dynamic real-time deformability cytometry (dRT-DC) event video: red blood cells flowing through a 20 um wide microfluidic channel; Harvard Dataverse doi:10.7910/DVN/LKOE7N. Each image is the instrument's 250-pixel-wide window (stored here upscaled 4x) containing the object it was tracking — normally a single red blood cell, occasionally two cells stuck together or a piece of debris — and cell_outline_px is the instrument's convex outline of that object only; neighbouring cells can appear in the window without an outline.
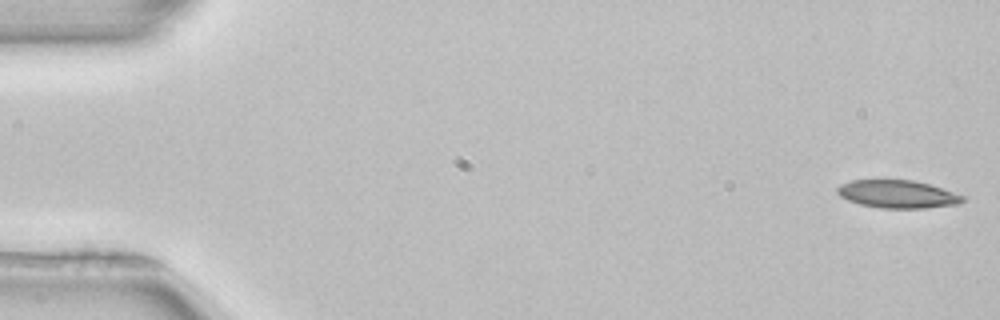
{"species": "common noctule bat (a hibernating species)", "species_latin": "Nyctalus noctula", "temperature_condition": "room temperature", "stored_images_in_passage": 53, "camera_frame_rate_fps": 3000, "um_per_image_px": 0.085, "animal": {"sex": "female", "body_mass_g": 22.7, "forearm_length_mm": 54.2}, "frame": {"image": 1, "passage_image": 1, "time_ms": 0.0, "image_size_px": [1000, 320], "cell_outline_px": [[964, 200], [960, 204], [924, 208], [880, 208], [860, 204], [848, 200], [840, 196], [836, 192], [836, 188], [840, 184], [852, 180], [916, 180], [964, 196]], "centroid_in_image_um": [76.26, 16.5], "position_along_channel_um": 8.7, "area_um2": 20.29}}
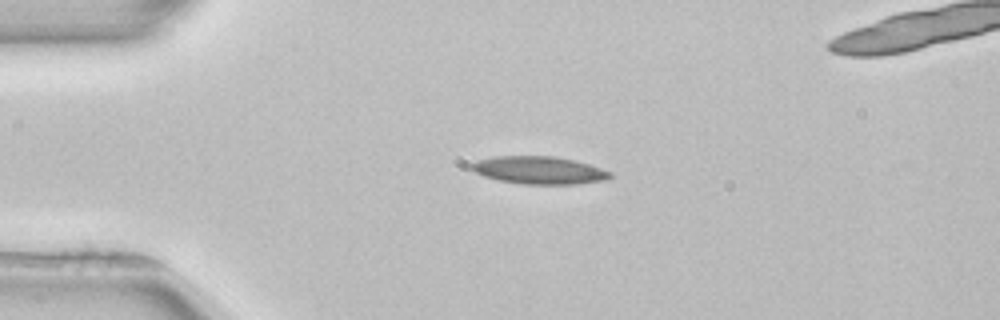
{"frame": {"image": 2, "passage_image": 12, "time_ms": 3.667, "image_size_px": [1000, 320], "cell_outline_px": [[612, 176], [608, 180], [580, 184], [524, 184], [500, 180], [484, 176], [476, 172], [472, 168], [472, 164], [476, 160], [492, 156], [552, 156], [572, 160], [588, 164], [612, 172]], "centroid_in_image_um": [45.86, 14.47], "position_along_channel_um": 39.1, "area_um2": 22.25}}
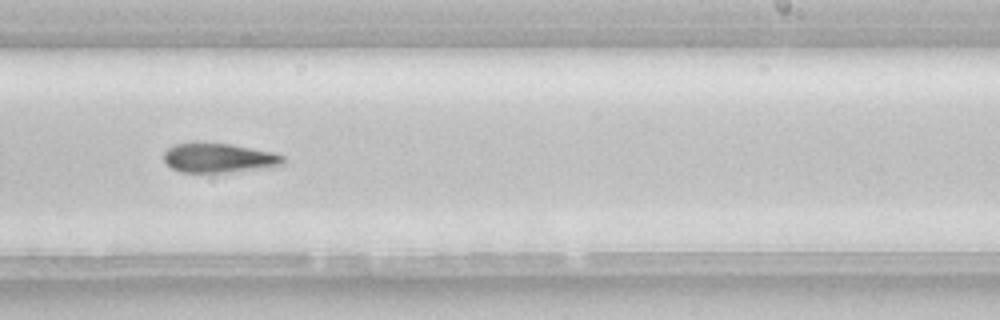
{"frame": {"image": 3, "passage_image": 32, "time_ms": 10.333, "image_size_px": [1000, 320], "cell_outline_px": [[284, 164], [256, 168], [224, 172], [180, 172], [172, 168], [164, 160], [164, 152], [172, 144], [192, 140], [200, 140], [228, 144], [272, 152], [284, 156]], "centroid_in_image_um": [18.48, 13.37], "position_along_channel_um": 270.5, "area_um2": 20.58}, "authors_computed_cell_mechanics": {"area_um2": 21.1548, "velocity_mm_per_s": 3.9431, "shape_relaxation_time_tau1_ms": null, "shape_relaxation_time_tau2_ms": 6.6337, "deformation_change_tau1": null, "deformation_change_tau2": 0.1638}}